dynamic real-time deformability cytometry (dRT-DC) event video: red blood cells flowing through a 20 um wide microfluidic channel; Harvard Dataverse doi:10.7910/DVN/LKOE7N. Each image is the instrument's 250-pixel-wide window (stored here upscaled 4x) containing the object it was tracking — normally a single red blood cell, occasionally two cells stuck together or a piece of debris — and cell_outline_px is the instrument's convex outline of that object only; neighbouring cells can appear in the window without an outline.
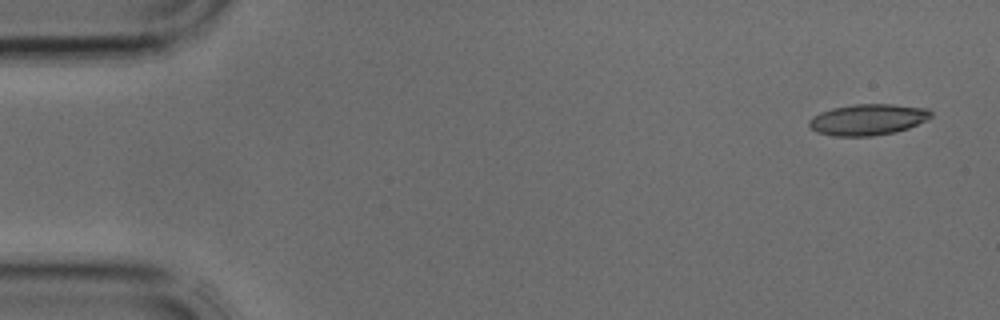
{"species": "common noctule bat (a hibernating species)", "species_latin": "Nyctalus noctula", "temperature_condition": "cold", "stored_images_in_passage": 4, "camera_frame_rate_fps": 3000, "um_per_image_px": 0.085, "animal": {"sex": "male", "body_mass_g": 17.9, "forearm_length_mm": 54.2}, "frame": {"image": 1, "passage_image": 1, "time_ms": 0.0, "image_size_px": [1000, 320], "cell_outline_px": [[932, 116], [928, 120], [908, 128], [896, 132], [872, 136], [832, 136], [816, 132], [808, 124], [808, 120], [812, 116], [820, 112], [832, 108], [852, 104], [892, 104], [928, 108], [932, 112]], "centroid_in_image_um": [73.77, 10.16], "position_along_channel_um": 11.2, "area_um2": 22.37}}
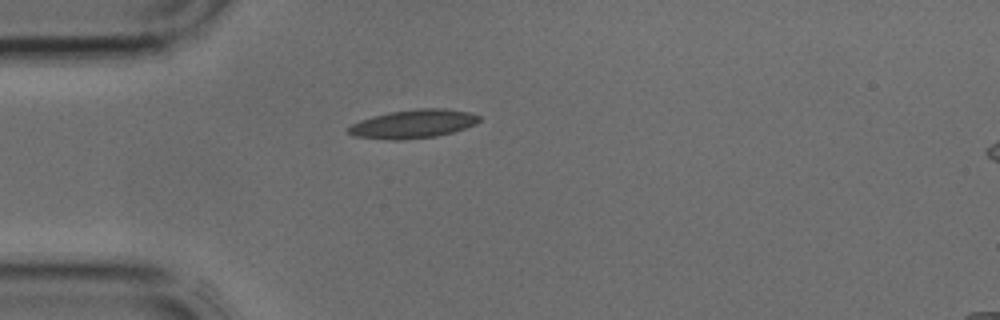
{"frame": {"image": 2, "passage_image": 4, "time_ms": 1.0, "image_size_px": [1000, 320], "cell_outline_px": [[480, 120], [476, 124], [452, 132], [436, 136], [404, 140], [392, 140], [352, 136], [344, 128], [360, 120], [372, 116], [388, 112], [420, 108], [444, 108], [468, 112], [480, 116]], "centroid_in_image_um": [35.08, 10.53], "position_along_channel_um": 49.9, "area_um2": 21.91}}